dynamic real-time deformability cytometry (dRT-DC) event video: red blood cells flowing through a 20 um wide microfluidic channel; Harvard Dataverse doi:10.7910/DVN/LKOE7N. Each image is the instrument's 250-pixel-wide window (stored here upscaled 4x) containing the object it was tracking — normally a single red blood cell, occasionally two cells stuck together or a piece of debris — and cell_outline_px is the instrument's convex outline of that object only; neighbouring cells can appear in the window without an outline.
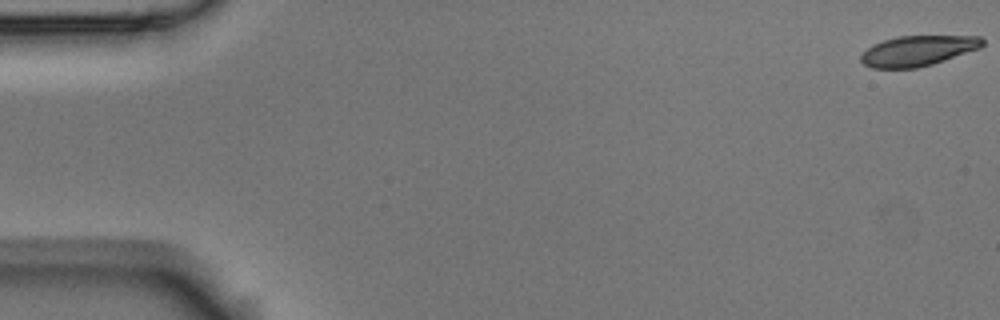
{"species": "Egyptian fruit bat (a non-hibernating species)", "species_latin": "Rousettus aegyptiacus", "temperature_condition": "room temperature", "stored_images_in_passage": 14, "camera_frame_rate_fps": 3000, "um_per_image_px": 0.085, "animal": {"sex": "male"}, "frame": {"image": 1, "passage_image": 1, "time_ms": 0.0, "image_size_px": [1000, 320], "cell_outline_px": [[984, 44], [980, 48], [932, 64], [916, 68], [872, 68], [864, 64], [860, 60], [860, 56], [872, 44], [884, 40], [900, 36], [980, 36], [984, 40]], "centroid_in_image_um": [78.01, 4.31], "position_along_channel_um": 7.0, "area_um2": 21.33}}
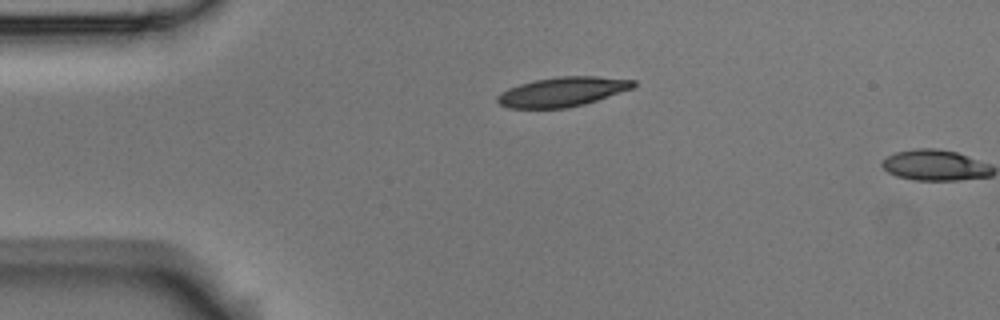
{"frame": {"image": 2, "passage_image": 13, "time_ms": 4.0, "image_size_px": [1000, 320], "cell_outline_px": [[636, 84], [632, 88], [584, 104], [568, 108], [508, 108], [500, 104], [496, 100], [496, 96], [500, 92], [508, 88], [520, 84], [536, 80], [560, 76], [596, 76], [636, 80]], "centroid_in_image_um": [47.78, 7.8], "position_along_channel_um": 37.2, "area_um2": 23.24}}